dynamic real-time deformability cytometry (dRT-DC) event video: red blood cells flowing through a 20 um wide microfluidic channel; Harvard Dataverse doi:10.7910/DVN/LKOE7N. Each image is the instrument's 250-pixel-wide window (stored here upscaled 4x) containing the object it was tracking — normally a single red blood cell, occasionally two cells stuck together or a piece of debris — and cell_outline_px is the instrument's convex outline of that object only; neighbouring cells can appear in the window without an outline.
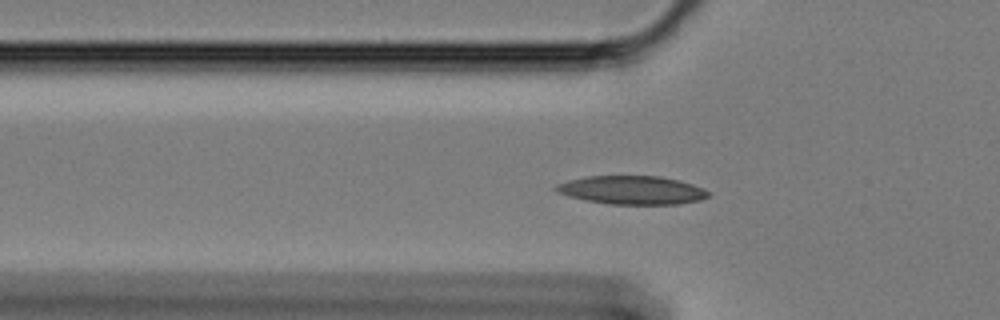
{"species": "Egyptian fruit bat (a non-hibernating species)", "species_latin": "Rousettus aegyptiacus", "temperature_condition": "cold", "stored_images_in_passage": 44, "segment_of_instrument_passage": [1, 2], "camera_frame_rate_fps": 3000, "um_per_image_px": 0.085, "animal": {"sex": "female"}, "frame": {"image": 1, "passage_image": 3, "time_ms": 0.667, "image_size_px": [1000, 320], "cell_outline_px": [[712, 196], [700, 200], [680, 204], [608, 204], [584, 200], [568, 196], [556, 192], [552, 188], [556, 184], [568, 180], [588, 176], [660, 176], [680, 180], [704, 188], [712, 192]], "centroid_in_image_um": [53.74, 16.16], "position_along_channel_um": 72.1, "area_um2": 25.66}}
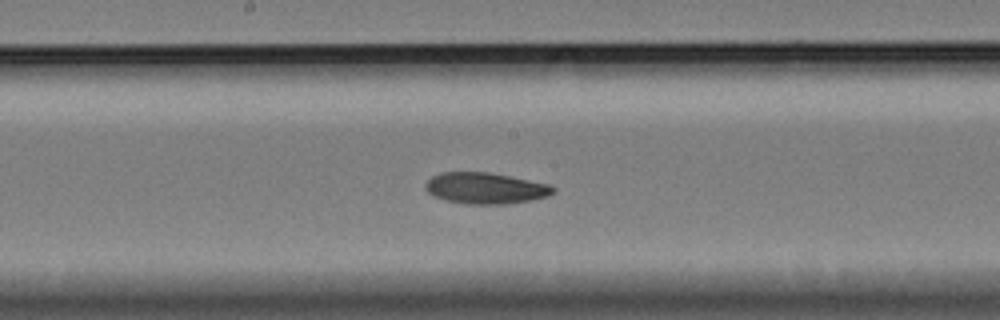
{"frame": {"image": 2, "passage_image": 15, "time_ms": 4.667, "image_size_px": [1000, 320], "cell_outline_px": [[556, 192], [548, 196], [532, 200], [504, 204], [464, 204], [444, 200], [432, 196], [424, 188], [424, 184], [432, 176], [440, 172], [488, 172], [548, 184], [556, 188]], "centroid_in_image_um": [41.23, 16.0], "position_along_channel_um": 207.0, "area_um2": 23.35}}
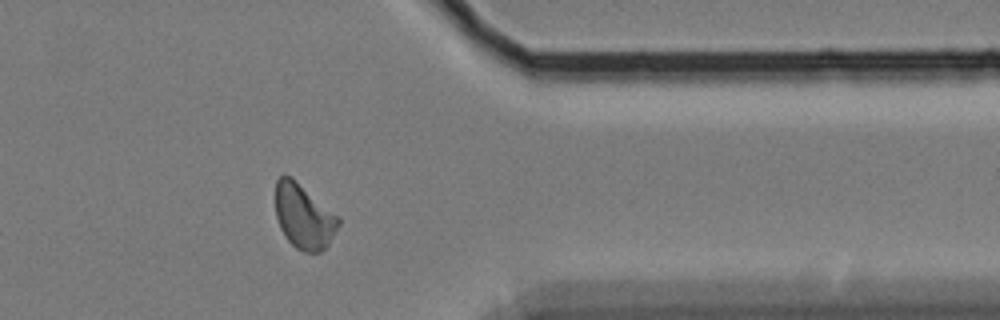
{"frame": {"image": 3, "passage_image": 32, "time_ms": 10.333, "image_size_px": [1000, 320], "cell_outline_px": [[340, 224], [328, 244], [320, 252], [304, 252], [296, 248], [284, 236], [280, 228], [276, 216], [276, 180], [284, 172], [292, 176], [340, 216]], "centroid_in_image_um": [25.83, 18.35], "position_along_channel_um": 385.6, "area_um2": 24.1}}